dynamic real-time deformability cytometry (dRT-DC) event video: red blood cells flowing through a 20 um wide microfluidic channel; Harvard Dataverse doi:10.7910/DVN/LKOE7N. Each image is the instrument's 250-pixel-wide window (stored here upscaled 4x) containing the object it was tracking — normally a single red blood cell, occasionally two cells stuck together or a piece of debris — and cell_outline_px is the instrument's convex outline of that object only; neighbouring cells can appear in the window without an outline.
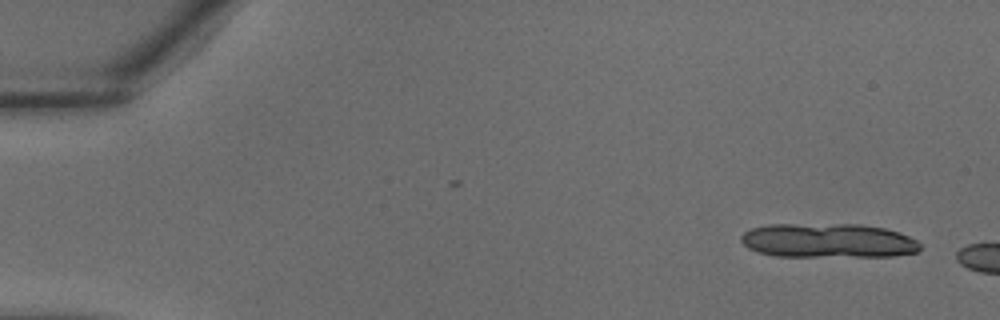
{"species": "common noctule bat (a hibernating species)", "species_latin": "Nyctalus noctula", "temperature_condition": "warm", "stored_images_in_passage": 4, "camera_frame_rate_fps": 3000, "um_per_image_px": 0.085, "animal": {"sex": "male", "body_mass_g": 18.8}, "frame": {"image": 1, "passage_image": 1, "time_ms": 0.0, "image_size_px": [1000, 320], "cell_outline_px": [[920, 248], [916, 252], [892, 256], [776, 256], [756, 252], [748, 248], [740, 240], [740, 236], [744, 232], [752, 228], [768, 224], [860, 224], [884, 228], [900, 232], [916, 240], [920, 244]], "centroid_in_image_um": [70.36, 20.45], "position_along_channel_um": 14.6, "area_um2": 35.95}}